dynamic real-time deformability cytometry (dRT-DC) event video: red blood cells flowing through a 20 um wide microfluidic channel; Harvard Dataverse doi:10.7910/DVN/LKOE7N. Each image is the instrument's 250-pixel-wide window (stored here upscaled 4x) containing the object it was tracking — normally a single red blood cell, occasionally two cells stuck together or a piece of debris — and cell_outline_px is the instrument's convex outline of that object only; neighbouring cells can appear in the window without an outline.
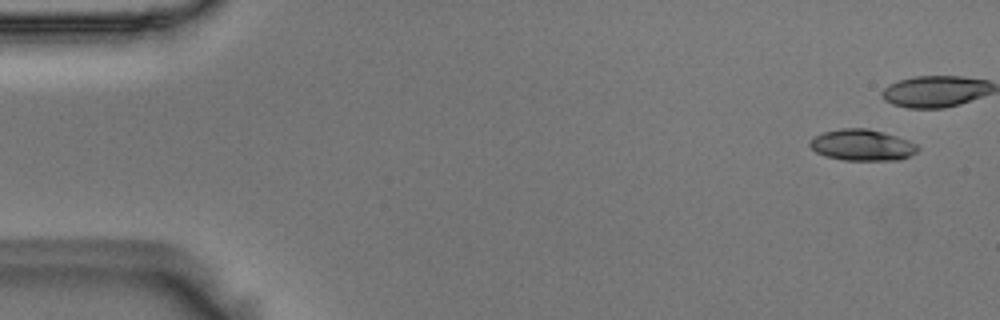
{"species": "Egyptian fruit bat (a non-hibernating species)", "species_latin": "Rousettus aegyptiacus", "temperature_condition": "room temperature", "stored_images_in_passage": 9, "camera_frame_rate_fps": 3000, "um_per_image_px": 0.085, "animal": {"sex": "male"}, "frame": {"image": 1, "passage_image": 1, "time_ms": 0.0, "image_size_px": [1000, 320], "cell_outline_px": [[920, 148], [916, 152], [900, 160], [844, 160], [824, 156], [816, 152], [808, 144], [808, 140], [812, 136], [824, 132], [840, 128], [868, 128], [884, 132], [908, 140], [916, 144]], "centroid_in_image_um": [73.24, 12.32], "position_along_channel_um": 11.8, "area_um2": 19.83}}
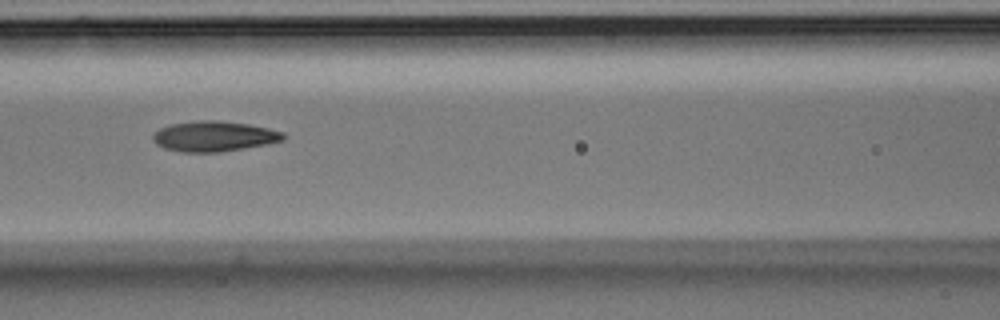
{"frame": {"image": 2, "passage_image": 8, "time_ms": 2.333, "image_size_px": [1000, 320], "cell_outline_px": [[284, 140], [268, 144], [244, 148], [216, 152], [184, 152], [164, 148], [156, 144], [152, 140], [152, 132], [168, 124], [196, 120], [220, 120], [248, 124], [268, 128], [284, 132]], "centroid_in_image_um": [18.15, 11.57], "position_along_channel_um": 148.4, "area_um2": 23.24}}
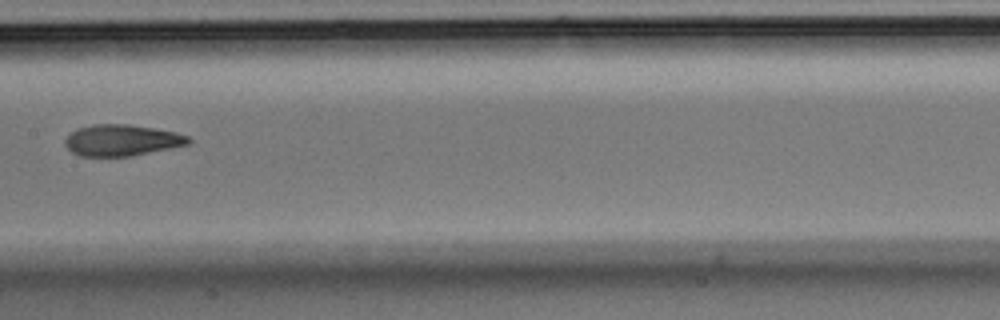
{"frame": {"image": 3, "passage_image": 9, "time_ms": 2.667, "image_size_px": [1000, 320], "cell_outline_px": [[192, 140], [188, 144], [132, 156], [80, 156], [72, 152], [64, 144], [64, 140], [76, 128], [92, 124], [128, 124], [176, 132], [188, 136]], "centroid_in_image_um": [10.33, 11.92], "position_along_channel_um": 197.1, "area_um2": 22.43}}